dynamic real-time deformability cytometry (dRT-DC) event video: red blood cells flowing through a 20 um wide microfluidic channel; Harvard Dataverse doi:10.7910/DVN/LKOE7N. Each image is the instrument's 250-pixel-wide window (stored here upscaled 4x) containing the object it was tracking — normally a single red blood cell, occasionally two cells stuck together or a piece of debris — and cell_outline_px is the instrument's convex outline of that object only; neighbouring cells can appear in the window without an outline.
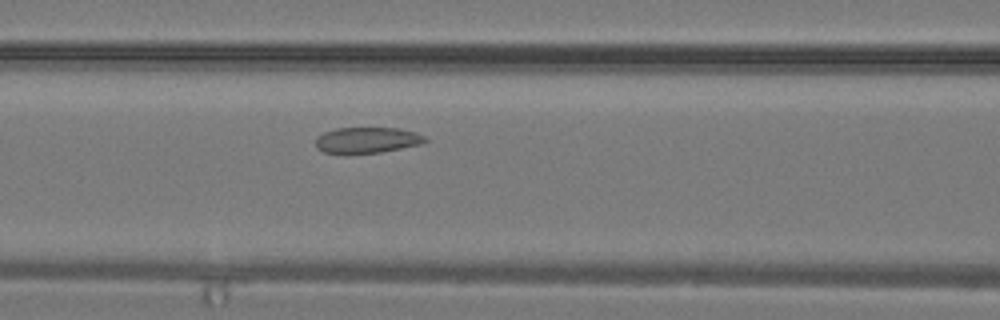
{"species": "common noctule bat (a hibernating species)", "species_latin": "Nyctalus noctula", "temperature_condition": "warm", "stored_images_in_passage": 22, "camera_frame_rate_fps": 3000, "um_per_image_px": 0.085, "animal": {"sex": "male", "body_mass_g": 19.2, "forearm_length_mm": 51.8}, "frame": {"image": 1, "passage_image": 6, "time_ms": 1.667, "image_size_px": [1000, 320], "cell_outline_px": [[428, 140], [424, 144], [380, 152], [324, 152], [316, 148], [316, 136], [324, 132], [336, 128], [400, 128], [416, 132], [424, 136]], "centroid_in_image_um": [31.24, 11.89], "position_along_channel_um": 135.4, "area_um2": 16.36}}
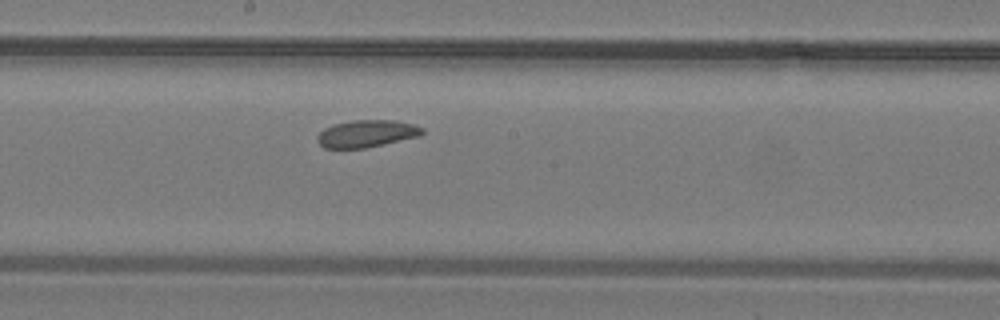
{"frame": {"image": 2, "passage_image": 10, "time_ms": 3.0, "image_size_px": [1000, 320], "cell_outline_px": [[424, 132], [420, 136], [364, 148], [324, 148], [316, 140], [316, 136], [324, 128], [332, 124], [352, 120], [396, 120], [412, 124], [424, 128]], "centroid_in_image_um": [31.14, 11.35], "position_along_channel_um": 217.1, "area_um2": 16.7}}
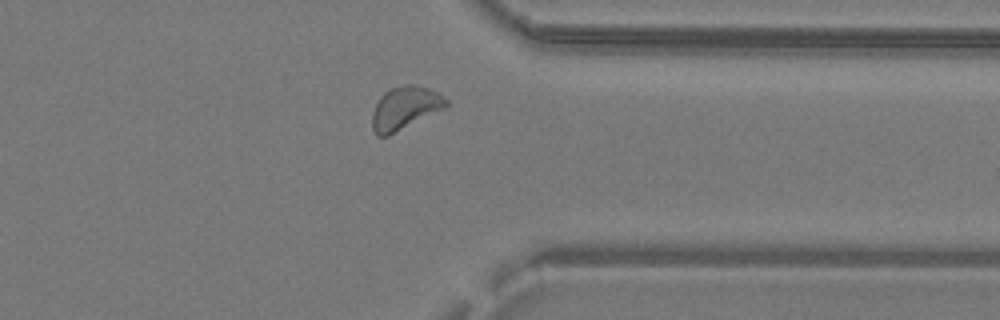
{"frame": {"image": 3, "passage_image": 18, "time_ms": 5.667, "image_size_px": [1000, 320], "cell_outline_px": [[448, 104], [444, 108], [388, 136], [376, 136], [372, 128], [372, 112], [380, 96], [384, 92], [392, 88], [404, 84], [412, 84], [428, 88], [436, 92], [448, 100]], "centroid_in_image_um": [34.38, 9.18], "position_along_channel_um": 377.0, "area_um2": 18.32}}